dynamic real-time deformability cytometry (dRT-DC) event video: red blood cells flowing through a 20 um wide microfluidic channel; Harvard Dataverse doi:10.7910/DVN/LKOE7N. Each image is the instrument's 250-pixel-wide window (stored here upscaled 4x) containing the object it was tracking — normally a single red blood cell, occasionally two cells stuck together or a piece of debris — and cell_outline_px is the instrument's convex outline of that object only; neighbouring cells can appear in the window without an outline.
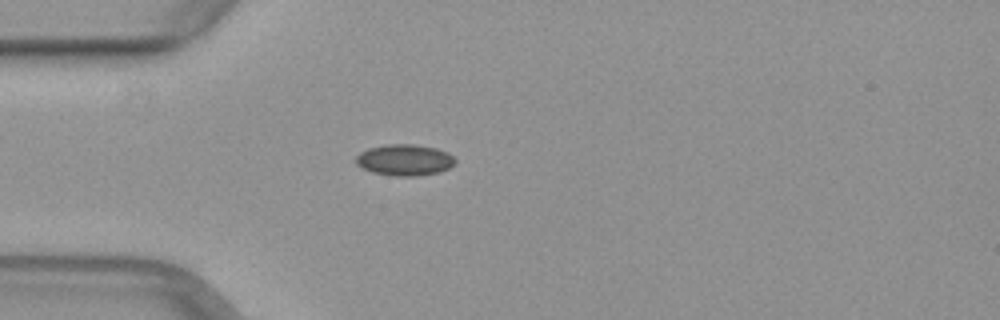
{"species": "common noctule bat (a hibernating species)", "species_latin": "Nyctalus noctula", "temperature_condition": "warm", "stored_images_in_passage": 43, "camera_frame_rate_fps": 3000, "um_per_image_px": 0.085, "animal": {"sex": "female", "body_mass_g": 29.2, "forearm_length_mm": 56.3}, "frame": {"image": 1, "passage_image": 7, "time_ms": 2.0, "image_size_px": [1000, 320], "cell_outline_px": [[456, 164], [440, 172], [420, 176], [392, 176], [372, 172], [360, 168], [356, 164], [356, 156], [360, 152], [368, 148], [388, 144], [412, 144], [436, 148], [448, 152], [456, 160]], "centroid_in_image_um": [34.39, 13.61], "position_along_channel_um": 50.6, "area_um2": 18.32}}
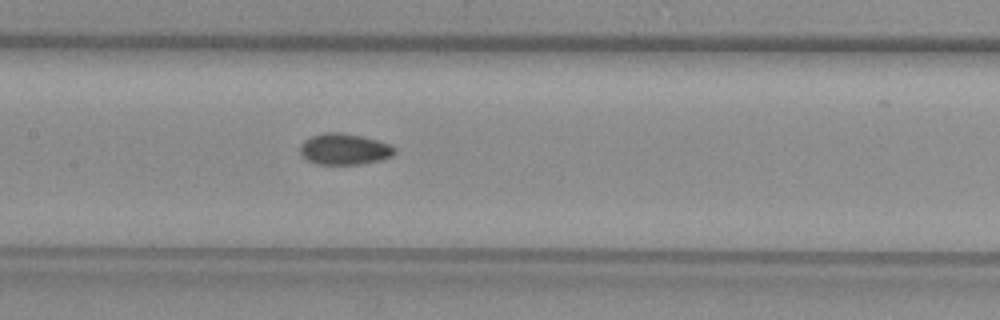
{"frame": {"image": 2, "passage_image": 17, "time_ms": 5.333, "image_size_px": [1000, 320], "cell_outline_px": [[396, 152], [392, 156], [380, 160], [360, 164], [316, 164], [308, 160], [300, 152], [300, 144], [304, 140], [312, 136], [324, 132], [340, 132], [360, 136], [392, 144], [396, 148]], "centroid_in_image_um": [29.28, 12.67], "position_along_channel_um": 178.1, "area_um2": 17.17}}
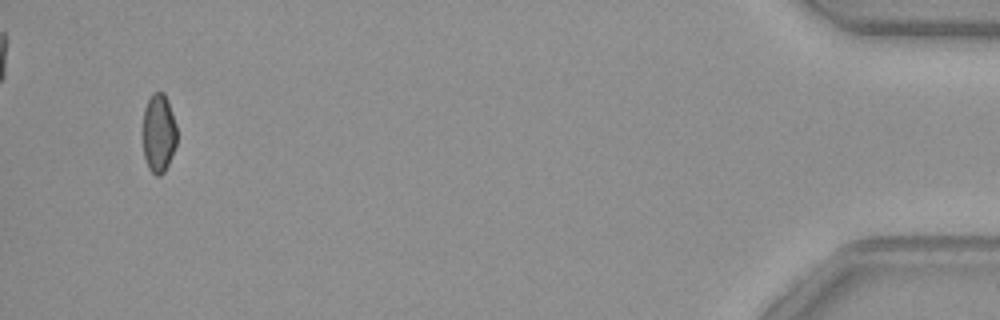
{"frame": {"image": 3, "passage_image": 41, "time_ms": 13.333, "image_size_px": [1000, 320], "cell_outline_px": [[176, 144], [168, 164], [164, 172], [160, 176], [156, 176], [148, 168], [144, 156], [144, 108], [152, 92], [164, 92], [168, 100], [176, 124]], "centroid_in_image_um": [13.5, 11.31], "position_along_channel_um": 421.7, "area_um2": 15.49}}